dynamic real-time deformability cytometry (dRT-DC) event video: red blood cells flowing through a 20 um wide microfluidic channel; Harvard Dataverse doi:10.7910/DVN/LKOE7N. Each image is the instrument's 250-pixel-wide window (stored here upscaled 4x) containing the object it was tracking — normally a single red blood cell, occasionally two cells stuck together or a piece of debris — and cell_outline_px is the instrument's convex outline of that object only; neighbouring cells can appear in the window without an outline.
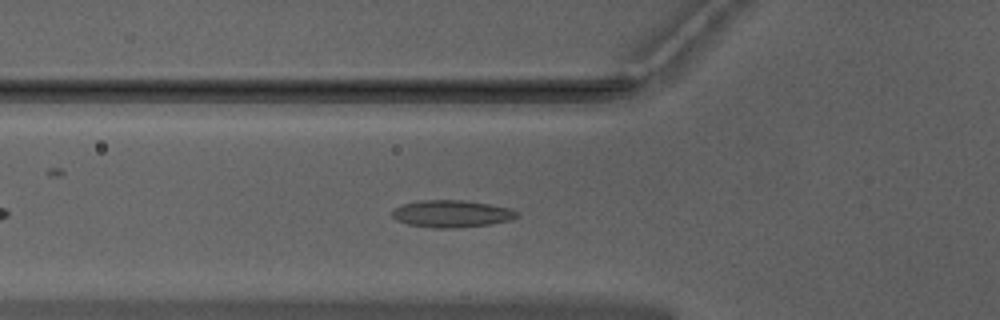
{"species": "Egyptian fruit bat (a non-hibernating species)", "species_latin": "Rousettus aegyptiacus", "temperature_condition": "warm", "stored_images_in_passage": 40, "camera_frame_rate_fps": 3000, "um_per_image_px": 0.085, "animal": {"sex": "male"}, "frame": {"image": 1, "passage_image": 9, "time_ms": 2.667, "image_size_px": [1000, 320], "cell_outline_px": [[520, 216], [508, 220], [488, 224], [456, 228], [432, 228], [408, 224], [396, 220], [392, 216], [392, 208], [404, 204], [420, 200], [464, 200], [512, 208], [520, 212]], "centroid_in_image_um": [38.39, 18.16], "position_along_channel_um": 87.4, "area_um2": 19.83}}
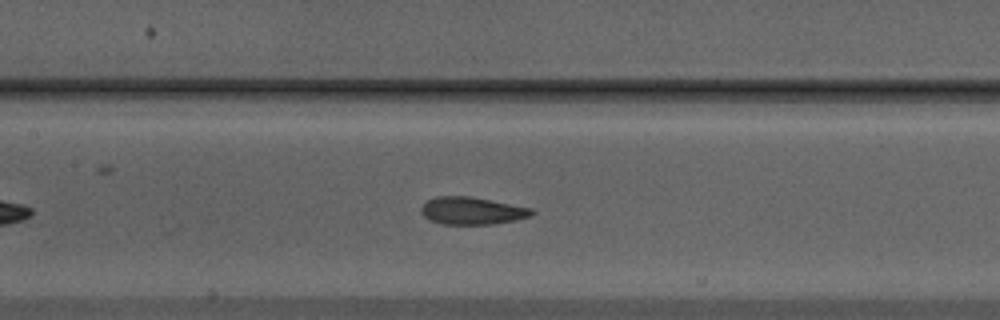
{"frame": {"image": 2, "passage_image": 15, "time_ms": 4.667, "image_size_px": [1000, 320], "cell_outline_px": [[536, 212], [532, 216], [516, 220], [492, 224], [440, 224], [428, 220], [420, 212], [420, 208], [428, 200], [436, 196], [472, 196], [532, 208]], "centroid_in_image_um": [40.13, 17.91], "position_along_channel_um": 167.3, "area_um2": 17.92}}
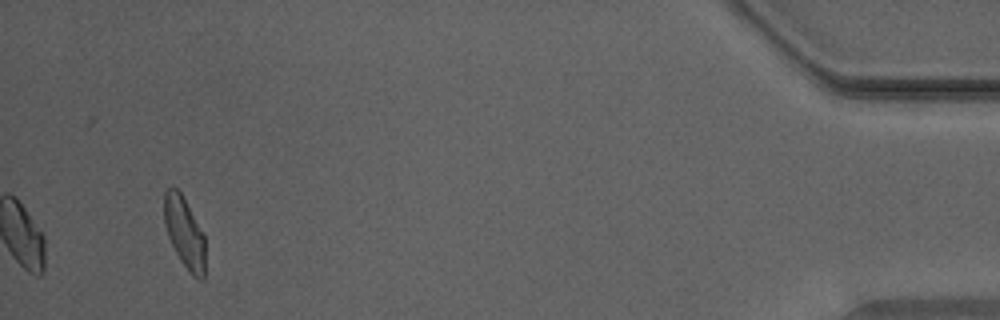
{"frame": {"image": 3, "passage_image": 40, "time_ms": 13.0, "image_size_px": [1000, 320], "cell_outline_px": [[204, 280], [200, 280], [192, 276], [188, 272], [180, 260], [168, 236], [164, 224], [164, 192], [168, 188], [176, 188], [180, 192], [204, 232]], "centroid_in_image_um": [15.68, 19.79], "position_along_channel_um": 419.5, "area_um2": 16.99}, "authors_computed_cell_mechanics": {"area_um2": 17.8891, "velocity_mm_per_s": 3.9651, "shape_relaxation_time_tau1_ms": 5.9476, "shape_relaxation_time_tau2_ms": 1.3707, "deformation_change_tau1": 0.1482, "deformation_change_tau2": 0.0845}}